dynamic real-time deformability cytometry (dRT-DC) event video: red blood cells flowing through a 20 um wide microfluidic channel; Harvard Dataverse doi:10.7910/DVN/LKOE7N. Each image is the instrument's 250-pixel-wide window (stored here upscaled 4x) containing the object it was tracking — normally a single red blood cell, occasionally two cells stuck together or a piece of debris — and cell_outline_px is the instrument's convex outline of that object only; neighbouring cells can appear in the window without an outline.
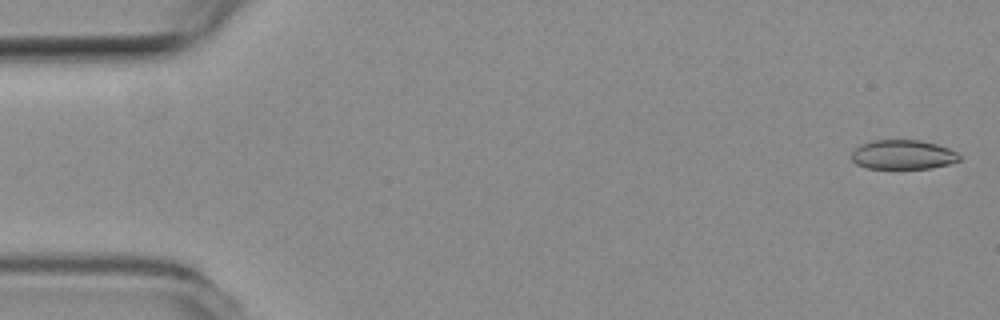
{"species": "common noctule bat (a hibernating species)", "species_latin": "Nyctalus noctula", "temperature_condition": "room temperature", "stored_images_in_passage": 56, "segment_of_instrument_passage": [1, 2], "camera_frame_rate_fps": 3000, "um_per_image_px": 0.085, "animal": {"sex": "female", "body_mass_g": 19.3, "forearm_length_mm": 54.1}, "frame": {"image": 1, "passage_image": 2, "time_ms": 0.333, "image_size_px": [1000, 320], "cell_outline_px": [[960, 160], [948, 164], [932, 168], [868, 168], [856, 164], [848, 156], [860, 144], [872, 140], [920, 140], [936, 144], [948, 148], [956, 152], [960, 156]], "centroid_in_image_um": [76.71, 13.14], "position_along_channel_um": 8.3, "area_um2": 18.5}}
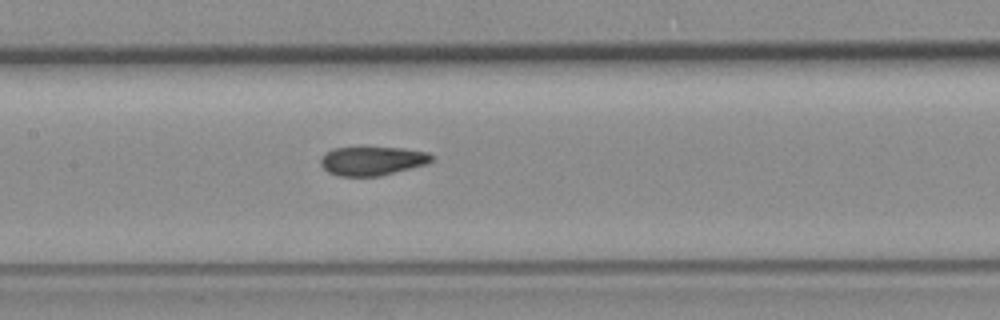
{"frame": {"image": 2, "passage_image": 26, "time_ms": 8.333, "image_size_px": [1000, 320], "cell_outline_px": [[432, 160], [428, 164], [380, 176], [336, 176], [328, 172], [320, 164], [320, 160], [332, 148], [400, 148], [428, 152], [432, 156]], "centroid_in_image_um": [31.65, 13.69], "position_along_channel_um": 175.7, "area_um2": 18.5}}
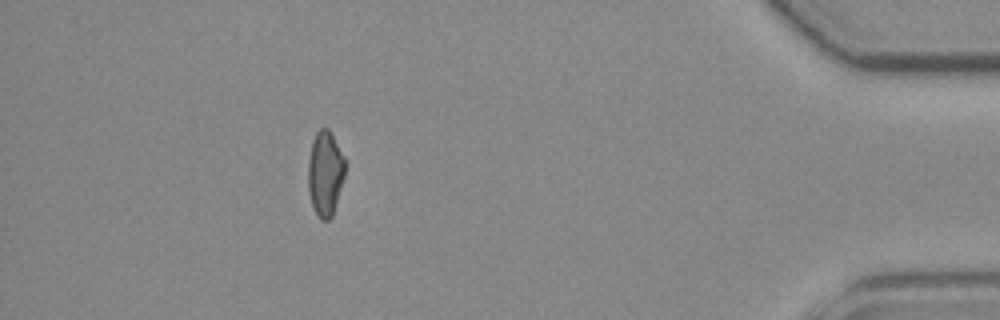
{"frame": {"image": 3, "passage_image": 49, "time_ms": 16.0, "image_size_px": [1000, 320], "cell_outline_px": [[344, 176], [332, 216], [328, 220], [320, 220], [312, 204], [308, 188], [308, 160], [312, 140], [316, 132], [320, 128], [328, 128], [344, 156]], "centroid_in_image_um": [27.62, 14.71], "position_along_channel_um": 407.6, "area_um2": 18.09}}